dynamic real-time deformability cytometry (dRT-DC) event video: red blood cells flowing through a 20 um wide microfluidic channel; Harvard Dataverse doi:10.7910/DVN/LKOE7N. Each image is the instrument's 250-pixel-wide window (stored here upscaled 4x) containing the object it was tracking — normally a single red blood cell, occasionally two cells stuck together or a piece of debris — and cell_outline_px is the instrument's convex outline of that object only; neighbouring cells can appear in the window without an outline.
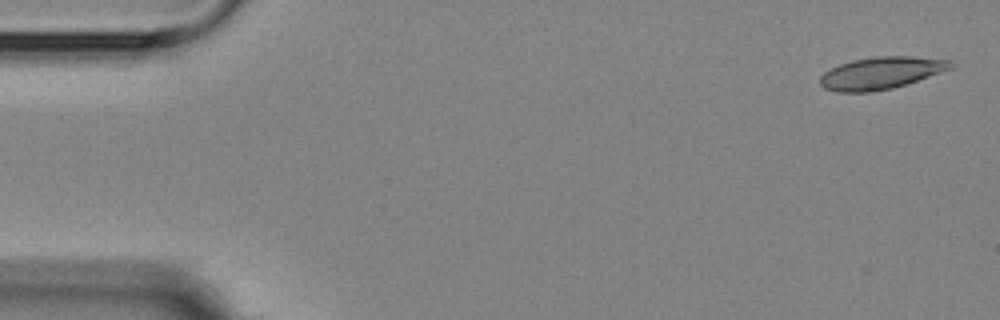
{"species": "Egyptian fruit bat (a non-hibernating species)", "species_latin": "Rousettus aegyptiacus", "temperature_condition": "room temperature", "stored_images_in_passage": 6, "segment_of_instrument_passage": [1, 2], "camera_frame_rate_fps": 3000, "um_per_image_px": 0.085, "animal": {"sex": "female"}, "frame": {"image": 1, "passage_image": 1, "time_ms": 0.0, "image_size_px": [1000, 320], "cell_outline_px": [[952, 68], [892, 88], [868, 92], [836, 92], [824, 88], [820, 84], [820, 76], [824, 72], [840, 64], [852, 60], [876, 56], [912, 56], [952, 60]], "centroid_in_image_um": [74.85, 6.2], "position_along_channel_um": 10.1, "area_um2": 24.22}}
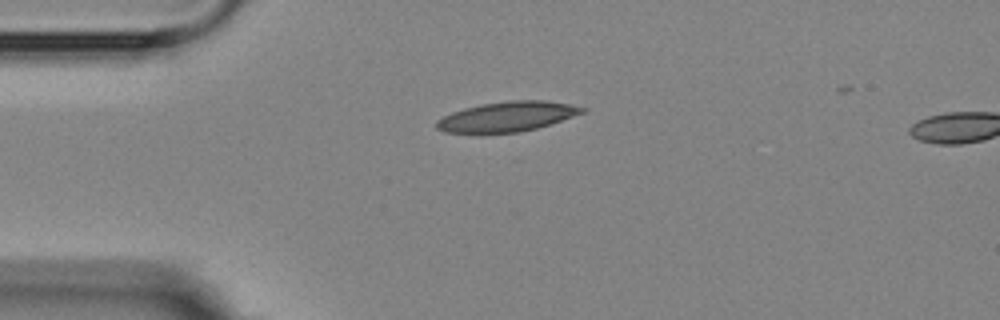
{"frame": {"image": 2, "passage_image": 4, "time_ms": 3.667, "image_size_px": [1000, 320], "cell_outline_px": [[588, 108], [584, 112], [536, 128], [520, 132], [444, 132], [436, 128], [436, 120], [452, 112], [464, 108], [480, 104], [508, 100], [544, 100], [568, 104]], "centroid_in_image_um": [43.08, 9.89], "position_along_channel_um": 41.9, "area_um2": 24.97}}